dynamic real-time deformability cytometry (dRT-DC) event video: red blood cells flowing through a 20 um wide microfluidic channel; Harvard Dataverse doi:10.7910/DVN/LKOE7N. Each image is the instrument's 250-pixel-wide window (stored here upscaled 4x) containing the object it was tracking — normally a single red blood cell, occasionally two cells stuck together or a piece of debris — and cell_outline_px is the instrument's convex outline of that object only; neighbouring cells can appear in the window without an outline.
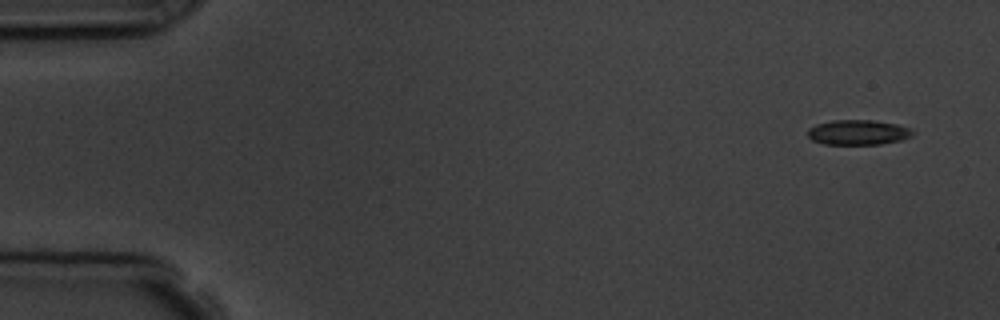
{"species": "common noctule bat (a hibernating species)", "species_latin": "Nyctalus noctula", "temperature_condition": "room temperature", "stored_images_in_passage": 4, "camera_frame_rate_fps": 3000, "um_per_image_px": 0.085, "animal": {"sex": "male", "body_mass_g": 19.5, "forearm_length_mm": 54.6}, "frame": {"image": 1, "passage_image": 1, "time_ms": 0.0, "image_size_px": [1000, 320], "cell_outline_px": [[916, 132], [912, 136], [900, 140], [880, 144], [824, 144], [812, 140], [808, 136], [808, 128], [816, 124], [832, 120], [872, 120], [896, 124], [912, 128]], "centroid_in_image_um": [72.95, 11.24], "position_along_channel_um": 12.0, "area_um2": 15.37}}
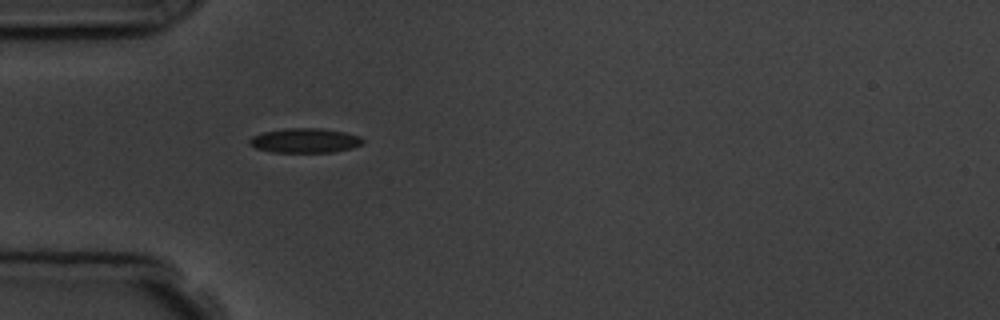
{"frame": {"image": 2, "passage_image": 4, "time_ms": 4.333, "image_size_px": [1000, 320], "cell_outline_px": [[364, 140], [360, 144], [352, 148], [332, 152], [272, 152], [256, 148], [248, 144], [248, 140], [252, 136], [264, 132], [284, 128], [320, 128], [344, 132], [360, 136]], "centroid_in_image_um": [25.89, 11.94], "position_along_channel_um": 59.1, "area_um2": 16.18}}